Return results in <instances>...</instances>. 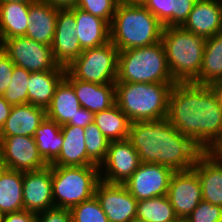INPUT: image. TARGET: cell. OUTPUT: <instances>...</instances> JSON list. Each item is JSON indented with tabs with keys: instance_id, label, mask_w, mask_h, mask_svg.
<instances>
[{
	"instance_id": "1",
	"label": "cell",
	"mask_w": 222,
	"mask_h": 222,
	"mask_svg": "<svg viewBox=\"0 0 222 222\" xmlns=\"http://www.w3.org/2000/svg\"><path fill=\"white\" fill-rule=\"evenodd\" d=\"M176 130L191 138L204 152L222 141V109L209 85L175 83L167 116Z\"/></svg>"
},
{
	"instance_id": "2",
	"label": "cell",
	"mask_w": 222,
	"mask_h": 222,
	"mask_svg": "<svg viewBox=\"0 0 222 222\" xmlns=\"http://www.w3.org/2000/svg\"><path fill=\"white\" fill-rule=\"evenodd\" d=\"M128 140L142 163L164 165L173 171L193 168L204 152L191 138L180 134L167 117L131 123Z\"/></svg>"
},
{
	"instance_id": "3",
	"label": "cell",
	"mask_w": 222,
	"mask_h": 222,
	"mask_svg": "<svg viewBox=\"0 0 222 222\" xmlns=\"http://www.w3.org/2000/svg\"><path fill=\"white\" fill-rule=\"evenodd\" d=\"M163 24L142 4L119 1L110 23V41L118 51L161 41Z\"/></svg>"
},
{
	"instance_id": "4",
	"label": "cell",
	"mask_w": 222,
	"mask_h": 222,
	"mask_svg": "<svg viewBox=\"0 0 222 222\" xmlns=\"http://www.w3.org/2000/svg\"><path fill=\"white\" fill-rule=\"evenodd\" d=\"M161 42L174 81L194 82L200 74L206 39L182 26H172L163 28Z\"/></svg>"
},
{
	"instance_id": "5",
	"label": "cell",
	"mask_w": 222,
	"mask_h": 222,
	"mask_svg": "<svg viewBox=\"0 0 222 222\" xmlns=\"http://www.w3.org/2000/svg\"><path fill=\"white\" fill-rule=\"evenodd\" d=\"M174 84L115 82L116 104L131 123L166 117Z\"/></svg>"
},
{
	"instance_id": "6",
	"label": "cell",
	"mask_w": 222,
	"mask_h": 222,
	"mask_svg": "<svg viewBox=\"0 0 222 222\" xmlns=\"http://www.w3.org/2000/svg\"><path fill=\"white\" fill-rule=\"evenodd\" d=\"M116 82L176 83L170 73L162 42L119 51Z\"/></svg>"
},
{
	"instance_id": "7",
	"label": "cell",
	"mask_w": 222,
	"mask_h": 222,
	"mask_svg": "<svg viewBox=\"0 0 222 222\" xmlns=\"http://www.w3.org/2000/svg\"><path fill=\"white\" fill-rule=\"evenodd\" d=\"M54 207L71 209L95 195L99 166H52Z\"/></svg>"
},
{
	"instance_id": "8",
	"label": "cell",
	"mask_w": 222,
	"mask_h": 222,
	"mask_svg": "<svg viewBox=\"0 0 222 222\" xmlns=\"http://www.w3.org/2000/svg\"><path fill=\"white\" fill-rule=\"evenodd\" d=\"M118 49L108 43L83 50L67 67L66 72L82 81L98 84L115 83L117 80Z\"/></svg>"
},
{
	"instance_id": "9",
	"label": "cell",
	"mask_w": 222,
	"mask_h": 222,
	"mask_svg": "<svg viewBox=\"0 0 222 222\" xmlns=\"http://www.w3.org/2000/svg\"><path fill=\"white\" fill-rule=\"evenodd\" d=\"M0 47L7 53L12 62L28 72L66 71L54 59L50 45L36 42L25 36L5 39Z\"/></svg>"
},
{
	"instance_id": "10",
	"label": "cell",
	"mask_w": 222,
	"mask_h": 222,
	"mask_svg": "<svg viewBox=\"0 0 222 222\" xmlns=\"http://www.w3.org/2000/svg\"><path fill=\"white\" fill-rule=\"evenodd\" d=\"M140 163L139 155L128 139L112 141L107 156L99 167L100 180L110 184H125Z\"/></svg>"
},
{
	"instance_id": "11",
	"label": "cell",
	"mask_w": 222,
	"mask_h": 222,
	"mask_svg": "<svg viewBox=\"0 0 222 222\" xmlns=\"http://www.w3.org/2000/svg\"><path fill=\"white\" fill-rule=\"evenodd\" d=\"M173 172L164 165L141 162L124 185L137 201L164 196Z\"/></svg>"
},
{
	"instance_id": "12",
	"label": "cell",
	"mask_w": 222,
	"mask_h": 222,
	"mask_svg": "<svg viewBox=\"0 0 222 222\" xmlns=\"http://www.w3.org/2000/svg\"><path fill=\"white\" fill-rule=\"evenodd\" d=\"M167 196L179 220H185L202 201L197 172L193 168L174 171L169 181Z\"/></svg>"
},
{
	"instance_id": "13",
	"label": "cell",
	"mask_w": 222,
	"mask_h": 222,
	"mask_svg": "<svg viewBox=\"0 0 222 222\" xmlns=\"http://www.w3.org/2000/svg\"><path fill=\"white\" fill-rule=\"evenodd\" d=\"M0 151L8 169L30 172L48 166L39 154L34 137L8 136L0 138Z\"/></svg>"
},
{
	"instance_id": "14",
	"label": "cell",
	"mask_w": 222,
	"mask_h": 222,
	"mask_svg": "<svg viewBox=\"0 0 222 222\" xmlns=\"http://www.w3.org/2000/svg\"><path fill=\"white\" fill-rule=\"evenodd\" d=\"M95 196L109 222H129L136 217L137 200L124 184H110L100 180Z\"/></svg>"
},
{
	"instance_id": "15",
	"label": "cell",
	"mask_w": 222,
	"mask_h": 222,
	"mask_svg": "<svg viewBox=\"0 0 222 222\" xmlns=\"http://www.w3.org/2000/svg\"><path fill=\"white\" fill-rule=\"evenodd\" d=\"M75 26L74 8L59 9L51 48L55 61L65 68L83 52Z\"/></svg>"
},
{
	"instance_id": "16",
	"label": "cell",
	"mask_w": 222,
	"mask_h": 222,
	"mask_svg": "<svg viewBox=\"0 0 222 222\" xmlns=\"http://www.w3.org/2000/svg\"><path fill=\"white\" fill-rule=\"evenodd\" d=\"M24 210L39 214L54 207L51 165L23 172Z\"/></svg>"
},
{
	"instance_id": "17",
	"label": "cell",
	"mask_w": 222,
	"mask_h": 222,
	"mask_svg": "<svg viewBox=\"0 0 222 222\" xmlns=\"http://www.w3.org/2000/svg\"><path fill=\"white\" fill-rule=\"evenodd\" d=\"M182 27L205 39L222 33V1L197 0Z\"/></svg>"
},
{
	"instance_id": "18",
	"label": "cell",
	"mask_w": 222,
	"mask_h": 222,
	"mask_svg": "<svg viewBox=\"0 0 222 222\" xmlns=\"http://www.w3.org/2000/svg\"><path fill=\"white\" fill-rule=\"evenodd\" d=\"M74 89L81 107L96 114L116 104L115 83L98 84L72 78L65 72L64 78Z\"/></svg>"
},
{
	"instance_id": "19",
	"label": "cell",
	"mask_w": 222,
	"mask_h": 222,
	"mask_svg": "<svg viewBox=\"0 0 222 222\" xmlns=\"http://www.w3.org/2000/svg\"><path fill=\"white\" fill-rule=\"evenodd\" d=\"M47 117L46 110L30 103L13 105L0 130V138L8 136L34 137L36 129Z\"/></svg>"
},
{
	"instance_id": "20",
	"label": "cell",
	"mask_w": 222,
	"mask_h": 222,
	"mask_svg": "<svg viewBox=\"0 0 222 222\" xmlns=\"http://www.w3.org/2000/svg\"><path fill=\"white\" fill-rule=\"evenodd\" d=\"M63 145L52 166H97L88 157L85 145V128L62 125Z\"/></svg>"
},
{
	"instance_id": "21",
	"label": "cell",
	"mask_w": 222,
	"mask_h": 222,
	"mask_svg": "<svg viewBox=\"0 0 222 222\" xmlns=\"http://www.w3.org/2000/svg\"><path fill=\"white\" fill-rule=\"evenodd\" d=\"M193 169L199 176L202 200L222 207V164L211 152H203Z\"/></svg>"
},
{
	"instance_id": "22",
	"label": "cell",
	"mask_w": 222,
	"mask_h": 222,
	"mask_svg": "<svg viewBox=\"0 0 222 222\" xmlns=\"http://www.w3.org/2000/svg\"><path fill=\"white\" fill-rule=\"evenodd\" d=\"M57 8L38 0L29 6V26L25 37L46 45H52L57 21Z\"/></svg>"
},
{
	"instance_id": "23",
	"label": "cell",
	"mask_w": 222,
	"mask_h": 222,
	"mask_svg": "<svg viewBox=\"0 0 222 222\" xmlns=\"http://www.w3.org/2000/svg\"><path fill=\"white\" fill-rule=\"evenodd\" d=\"M76 35L83 50L102 46L110 41V25L102 18L74 8Z\"/></svg>"
},
{
	"instance_id": "24",
	"label": "cell",
	"mask_w": 222,
	"mask_h": 222,
	"mask_svg": "<svg viewBox=\"0 0 222 222\" xmlns=\"http://www.w3.org/2000/svg\"><path fill=\"white\" fill-rule=\"evenodd\" d=\"M81 108L73 87L63 79L55 90L51 104L46 109L47 118L60 126H75V116Z\"/></svg>"
},
{
	"instance_id": "25",
	"label": "cell",
	"mask_w": 222,
	"mask_h": 222,
	"mask_svg": "<svg viewBox=\"0 0 222 222\" xmlns=\"http://www.w3.org/2000/svg\"><path fill=\"white\" fill-rule=\"evenodd\" d=\"M65 72L39 71L30 73L28 103L46 110L51 104L57 86L65 78Z\"/></svg>"
},
{
	"instance_id": "26",
	"label": "cell",
	"mask_w": 222,
	"mask_h": 222,
	"mask_svg": "<svg viewBox=\"0 0 222 222\" xmlns=\"http://www.w3.org/2000/svg\"><path fill=\"white\" fill-rule=\"evenodd\" d=\"M30 4L0 2V44L16 36H25L29 26Z\"/></svg>"
},
{
	"instance_id": "27",
	"label": "cell",
	"mask_w": 222,
	"mask_h": 222,
	"mask_svg": "<svg viewBox=\"0 0 222 222\" xmlns=\"http://www.w3.org/2000/svg\"><path fill=\"white\" fill-rule=\"evenodd\" d=\"M24 210L23 172L6 169L0 176V213Z\"/></svg>"
},
{
	"instance_id": "28",
	"label": "cell",
	"mask_w": 222,
	"mask_h": 222,
	"mask_svg": "<svg viewBox=\"0 0 222 222\" xmlns=\"http://www.w3.org/2000/svg\"><path fill=\"white\" fill-rule=\"evenodd\" d=\"M222 78V33L206 39L201 70L196 84L210 85Z\"/></svg>"
},
{
	"instance_id": "29",
	"label": "cell",
	"mask_w": 222,
	"mask_h": 222,
	"mask_svg": "<svg viewBox=\"0 0 222 222\" xmlns=\"http://www.w3.org/2000/svg\"><path fill=\"white\" fill-rule=\"evenodd\" d=\"M93 122L109 142L128 139L131 121L117 104L94 114Z\"/></svg>"
},
{
	"instance_id": "30",
	"label": "cell",
	"mask_w": 222,
	"mask_h": 222,
	"mask_svg": "<svg viewBox=\"0 0 222 222\" xmlns=\"http://www.w3.org/2000/svg\"><path fill=\"white\" fill-rule=\"evenodd\" d=\"M34 140L39 154L50 165L59 156L63 145L61 126L46 117L36 129Z\"/></svg>"
},
{
	"instance_id": "31",
	"label": "cell",
	"mask_w": 222,
	"mask_h": 222,
	"mask_svg": "<svg viewBox=\"0 0 222 222\" xmlns=\"http://www.w3.org/2000/svg\"><path fill=\"white\" fill-rule=\"evenodd\" d=\"M136 217L146 222H178L167 195L137 202Z\"/></svg>"
},
{
	"instance_id": "32",
	"label": "cell",
	"mask_w": 222,
	"mask_h": 222,
	"mask_svg": "<svg viewBox=\"0 0 222 222\" xmlns=\"http://www.w3.org/2000/svg\"><path fill=\"white\" fill-rule=\"evenodd\" d=\"M109 141L99 130L97 125L93 122L85 128V145L87 150V157L97 166L104 162Z\"/></svg>"
},
{
	"instance_id": "33",
	"label": "cell",
	"mask_w": 222,
	"mask_h": 222,
	"mask_svg": "<svg viewBox=\"0 0 222 222\" xmlns=\"http://www.w3.org/2000/svg\"><path fill=\"white\" fill-rule=\"evenodd\" d=\"M31 72L26 69L14 66L10 85L2 95L11 105L28 103V80Z\"/></svg>"
},
{
	"instance_id": "34",
	"label": "cell",
	"mask_w": 222,
	"mask_h": 222,
	"mask_svg": "<svg viewBox=\"0 0 222 222\" xmlns=\"http://www.w3.org/2000/svg\"><path fill=\"white\" fill-rule=\"evenodd\" d=\"M70 211L71 222H109L95 195L73 206Z\"/></svg>"
},
{
	"instance_id": "35",
	"label": "cell",
	"mask_w": 222,
	"mask_h": 222,
	"mask_svg": "<svg viewBox=\"0 0 222 222\" xmlns=\"http://www.w3.org/2000/svg\"><path fill=\"white\" fill-rule=\"evenodd\" d=\"M120 0H78L76 7L104 19L109 25Z\"/></svg>"
},
{
	"instance_id": "36",
	"label": "cell",
	"mask_w": 222,
	"mask_h": 222,
	"mask_svg": "<svg viewBox=\"0 0 222 222\" xmlns=\"http://www.w3.org/2000/svg\"><path fill=\"white\" fill-rule=\"evenodd\" d=\"M186 222H222V207L202 200L185 219Z\"/></svg>"
},
{
	"instance_id": "37",
	"label": "cell",
	"mask_w": 222,
	"mask_h": 222,
	"mask_svg": "<svg viewBox=\"0 0 222 222\" xmlns=\"http://www.w3.org/2000/svg\"><path fill=\"white\" fill-rule=\"evenodd\" d=\"M142 4L164 27H171V0H145Z\"/></svg>"
},
{
	"instance_id": "38",
	"label": "cell",
	"mask_w": 222,
	"mask_h": 222,
	"mask_svg": "<svg viewBox=\"0 0 222 222\" xmlns=\"http://www.w3.org/2000/svg\"><path fill=\"white\" fill-rule=\"evenodd\" d=\"M197 0H171V27L182 26Z\"/></svg>"
},
{
	"instance_id": "39",
	"label": "cell",
	"mask_w": 222,
	"mask_h": 222,
	"mask_svg": "<svg viewBox=\"0 0 222 222\" xmlns=\"http://www.w3.org/2000/svg\"><path fill=\"white\" fill-rule=\"evenodd\" d=\"M15 64L0 47V95H3L12 79Z\"/></svg>"
},
{
	"instance_id": "40",
	"label": "cell",
	"mask_w": 222,
	"mask_h": 222,
	"mask_svg": "<svg viewBox=\"0 0 222 222\" xmlns=\"http://www.w3.org/2000/svg\"><path fill=\"white\" fill-rule=\"evenodd\" d=\"M36 222H71V211L66 208L53 207L37 214Z\"/></svg>"
},
{
	"instance_id": "41",
	"label": "cell",
	"mask_w": 222,
	"mask_h": 222,
	"mask_svg": "<svg viewBox=\"0 0 222 222\" xmlns=\"http://www.w3.org/2000/svg\"><path fill=\"white\" fill-rule=\"evenodd\" d=\"M37 214L22 210L3 214L2 222H36Z\"/></svg>"
},
{
	"instance_id": "42",
	"label": "cell",
	"mask_w": 222,
	"mask_h": 222,
	"mask_svg": "<svg viewBox=\"0 0 222 222\" xmlns=\"http://www.w3.org/2000/svg\"><path fill=\"white\" fill-rule=\"evenodd\" d=\"M93 120L94 114L91 111L81 107L75 116V126L86 128L89 124L93 123Z\"/></svg>"
},
{
	"instance_id": "43",
	"label": "cell",
	"mask_w": 222,
	"mask_h": 222,
	"mask_svg": "<svg viewBox=\"0 0 222 222\" xmlns=\"http://www.w3.org/2000/svg\"><path fill=\"white\" fill-rule=\"evenodd\" d=\"M11 104H9L2 95H0V130L2 129L5 121L8 119L11 109Z\"/></svg>"
},
{
	"instance_id": "44",
	"label": "cell",
	"mask_w": 222,
	"mask_h": 222,
	"mask_svg": "<svg viewBox=\"0 0 222 222\" xmlns=\"http://www.w3.org/2000/svg\"><path fill=\"white\" fill-rule=\"evenodd\" d=\"M47 2L57 9H72L77 5L78 0H41Z\"/></svg>"
},
{
	"instance_id": "45",
	"label": "cell",
	"mask_w": 222,
	"mask_h": 222,
	"mask_svg": "<svg viewBox=\"0 0 222 222\" xmlns=\"http://www.w3.org/2000/svg\"><path fill=\"white\" fill-rule=\"evenodd\" d=\"M209 86H210V89L216 95L219 106L222 109V78L212 82Z\"/></svg>"
},
{
	"instance_id": "46",
	"label": "cell",
	"mask_w": 222,
	"mask_h": 222,
	"mask_svg": "<svg viewBox=\"0 0 222 222\" xmlns=\"http://www.w3.org/2000/svg\"><path fill=\"white\" fill-rule=\"evenodd\" d=\"M210 152L222 164V141L218 143Z\"/></svg>"
},
{
	"instance_id": "47",
	"label": "cell",
	"mask_w": 222,
	"mask_h": 222,
	"mask_svg": "<svg viewBox=\"0 0 222 222\" xmlns=\"http://www.w3.org/2000/svg\"><path fill=\"white\" fill-rule=\"evenodd\" d=\"M38 0H0V2H9V3H22V4H31Z\"/></svg>"
},
{
	"instance_id": "48",
	"label": "cell",
	"mask_w": 222,
	"mask_h": 222,
	"mask_svg": "<svg viewBox=\"0 0 222 222\" xmlns=\"http://www.w3.org/2000/svg\"><path fill=\"white\" fill-rule=\"evenodd\" d=\"M7 169L5 161L3 160V156L2 153L0 151V176L2 175V173Z\"/></svg>"
},
{
	"instance_id": "49",
	"label": "cell",
	"mask_w": 222,
	"mask_h": 222,
	"mask_svg": "<svg viewBox=\"0 0 222 222\" xmlns=\"http://www.w3.org/2000/svg\"><path fill=\"white\" fill-rule=\"evenodd\" d=\"M129 222H146V221L135 217V218H132Z\"/></svg>"
},
{
	"instance_id": "50",
	"label": "cell",
	"mask_w": 222,
	"mask_h": 222,
	"mask_svg": "<svg viewBox=\"0 0 222 222\" xmlns=\"http://www.w3.org/2000/svg\"><path fill=\"white\" fill-rule=\"evenodd\" d=\"M121 1L133 2V3H142L145 0H121Z\"/></svg>"
},
{
	"instance_id": "51",
	"label": "cell",
	"mask_w": 222,
	"mask_h": 222,
	"mask_svg": "<svg viewBox=\"0 0 222 222\" xmlns=\"http://www.w3.org/2000/svg\"><path fill=\"white\" fill-rule=\"evenodd\" d=\"M3 214L0 213V222H2Z\"/></svg>"
}]
</instances>
